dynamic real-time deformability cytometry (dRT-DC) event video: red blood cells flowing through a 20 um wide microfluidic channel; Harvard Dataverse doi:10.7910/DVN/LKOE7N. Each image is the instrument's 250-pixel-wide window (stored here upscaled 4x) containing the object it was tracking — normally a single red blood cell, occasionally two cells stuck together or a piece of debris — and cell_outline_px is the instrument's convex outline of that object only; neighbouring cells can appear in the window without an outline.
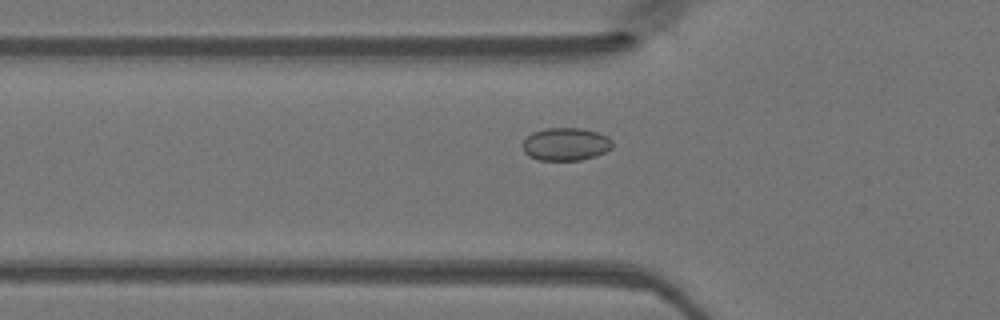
{"species": "Egyptian fruit bat (a non-hibernating species)", "species_latin": "Rousettus aegyptiacus", "temperature_condition": "warm", "stored_images_in_passage": 43, "camera_frame_rate_fps": 3000, "um_per_image_px": 0.085, "animal": {"sex": "female"}, "frame": {"image": 1, "passage_image": 17, "time_ms": 5.333, "image_size_px": [1000, 320], "cell_outline_px": [[612, 148], [596, 156], [580, 160], [536, 160], [528, 156], [524, 152], [520, 144], [532, 132], [544, 128], [584, 128], [608, 136], [612, 140]], "centroid_in_image_um": [48.06, 12.25], "position_along_channel_um": 77.7, "area_um2": 17.46}}
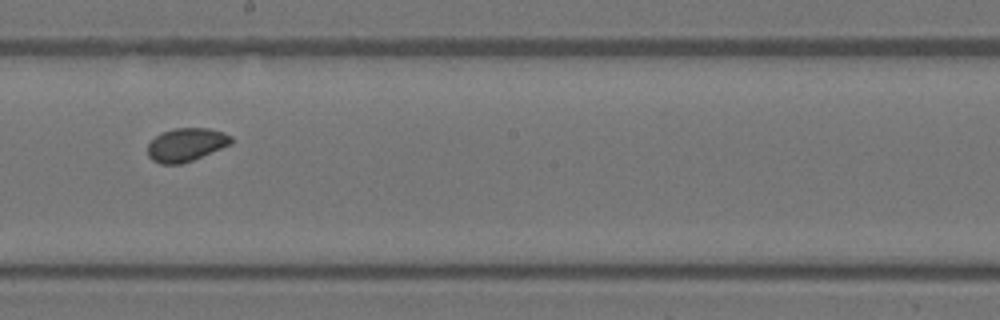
{"frame": {"image": 2, "passage_image": 28, "time_ms": 9.0, "image_size_px": [1000, 320], "cell_outline_px": [[232, 144], [192, 160], [180, 164], [160, 164], [152, 160], [148, 156], [148, 144], [156, 136], [164, 132], [176, 128], [208, 128], [224, 132], [232, 136]], "centroid_in_image_um": [15.84, 12.3], "position_along_channel_um": 232.4, "area_um2": 16.13}}
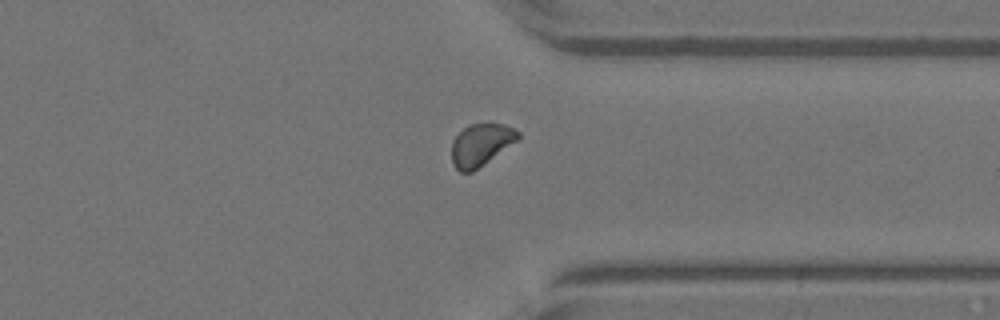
{"frame": {"image": 3, "passage_image": 38, "time_ms": 12.333, "image_size_px": [1000, 320], "cell_outline_px": [[520, 136], [516, 140], [472, 172], [460, 172], [452, 164], [452, 140], [468, 124], [488, 120], [504, 124], [520, 132]], "centroid_in_image_um": [40.85, 12.24], "position_along_channel_um": 370.5, "area_um2": 16.42}}